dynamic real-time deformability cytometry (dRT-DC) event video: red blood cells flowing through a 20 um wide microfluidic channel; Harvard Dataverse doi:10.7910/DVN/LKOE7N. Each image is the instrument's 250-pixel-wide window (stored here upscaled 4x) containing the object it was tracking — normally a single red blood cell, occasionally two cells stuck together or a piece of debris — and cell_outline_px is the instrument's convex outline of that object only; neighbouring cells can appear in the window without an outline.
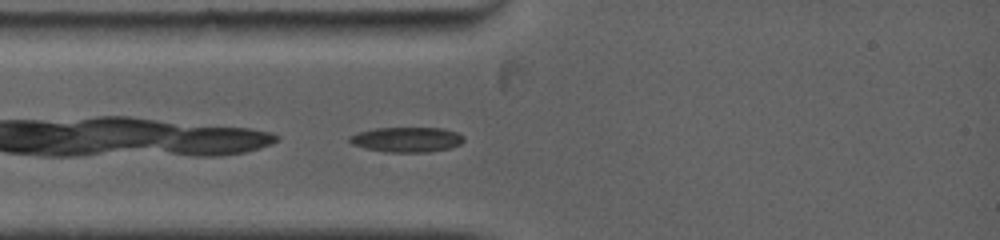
{"species": "common noctule bat (a hibernating species)", "species_latin": "Nyctalus noctula", "temperature_condition": "warm", "stored_images_in_passage": 3, "camera_frame_rate_fps": 5000, "um_per_image_px": 0.085, "animal": {"sex": "female", "body_mass_g": 19.0, "forearm_length_mm": 53.3}, "frame": {"image": 1, "passage_image": 1, "time_ms": 0.0, "image_size_px": [1000, 240], "cell_outline_px": [[464, 140], [460, 144], [452, 148], [428, 152], [384, 152], [364, 148], [352, 144], [348, 140], [348, 136], [360, 132], [376, 128], [440, 128], [456, 132], [464, 136]], "centroid_in_image_um": [34.57, 11.87], "position_along_channel_um": 50.4, "area_um2": 16.7}}
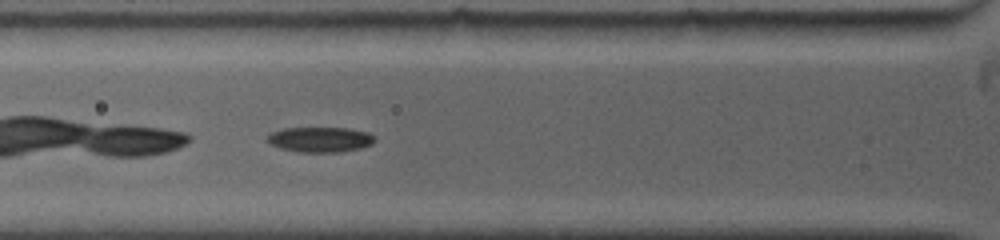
{"frame": {"image": 2, "passage_image": 3, "time_ms": 1.2, "image_size_px": [1000, 240], "cell_outline_px": [[376, 140], [372, 144], [360, 148], [340, 152], [296, 152], [280, 148], [264, 140], [272, 132], [284, 128], [348, 128], [368, 132]], "centroid_in_image_um": [27.2, 11.86], "position_along_channel_um": 98.6, "area_um2": 15.78}}